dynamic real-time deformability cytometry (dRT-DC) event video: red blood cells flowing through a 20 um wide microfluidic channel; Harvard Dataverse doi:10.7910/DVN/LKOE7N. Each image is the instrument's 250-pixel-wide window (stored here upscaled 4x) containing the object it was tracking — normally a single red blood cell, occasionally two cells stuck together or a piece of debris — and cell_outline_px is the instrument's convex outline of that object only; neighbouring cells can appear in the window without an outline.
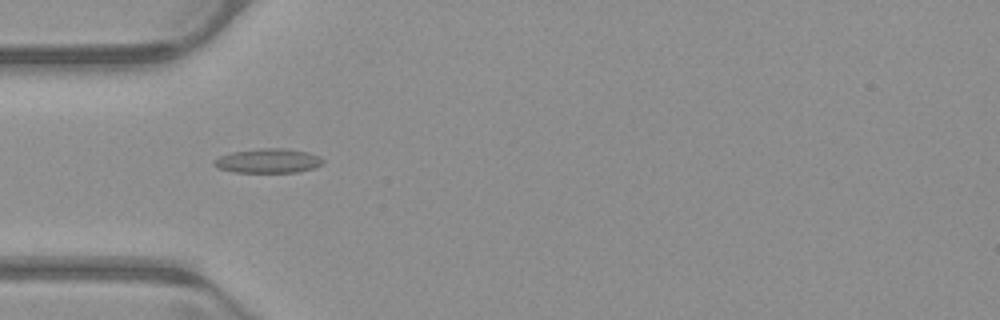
{"species": "common noctule bat (a hibernating species)", "species_latin": "Nyctalus noctula", "temperature_condition": "warm", "stored_images_in_passage": 51, "camera_frame_rate_fps": 3000, "um_per_image_px": 0.085, "animal": {"sex": "male", "body_mass_g": 23.1, "forearm_length_mm": 52.7}, "frame": {"image": 1, "passage_image": 15, "time_ms": 4.667, "image_size_px": [1000, 320], "cell_outline_px": [[324, 164], [316, 168], [296, 172], [232, 172], [220, 168], [212, 164], [212, 160], [220, 156], [232, 152], [264, 148], [288, 148], [308, 152], [320, 156], [324, 160]], "centroid_in_image_um": [22.84, 13.67], "position_along_channel_um": 62.2, "area_um2": 15.61}}
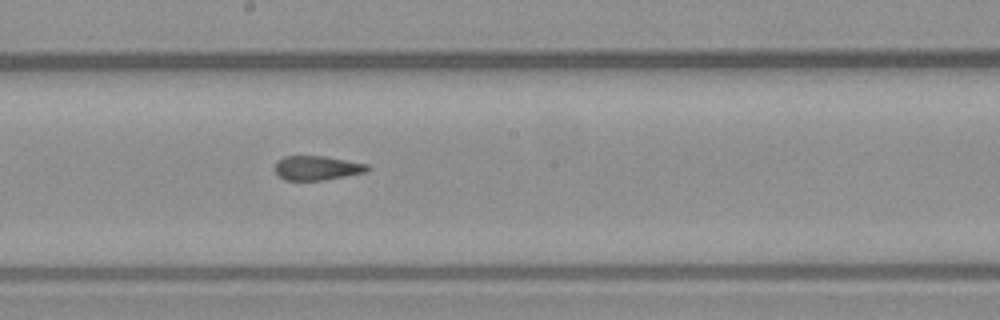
{"frame": {"image": 2, "passage_image": 27, "time_ms": 8.667, "image_size_px": [1000, 320], "cell_outline_px": [[372, 168], [364, 172], [324, 180], [284, 180], [272, 168], [276, 160], [284, 156], [324, 156], [368, 164]], "centroid_in_image_um": [26.9, 14.27], "position_along_channel_um": 221.3, "area_um2": 13.18}}
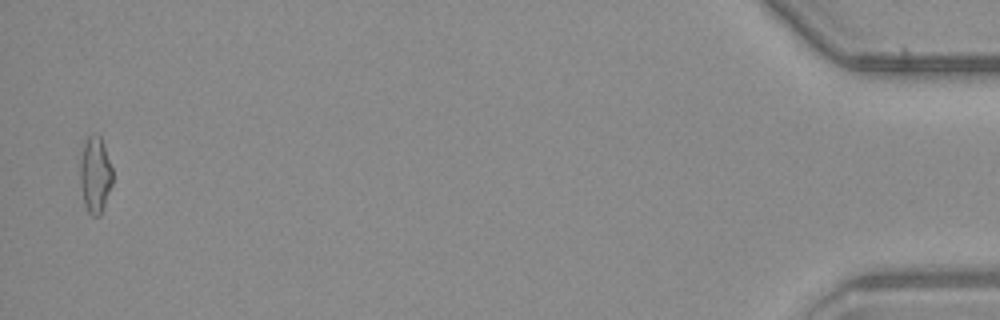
{"frame": {"image": 3, "passage_image": 50, "time_ms": 16.333, "image_size_px": [1000, 320], "cell_outline_px": [[112, 184], [100, 216], [92, 216], [88, 212], [84, 204], [80, 184], [80, 156], [84, 144], [88, 136], [92, 132], [100, 136], [104, 144], [112, 168]], "centroid_in_image_um": [8.08, 14.84], "position_along_channel_um": 427.1, "area_um2": 14.57}, "authors_computed_cell_mechanics": {"area_um2": 14.45, "velocity_mm_per_s": 3.9737, "shape_relaxation_time_tau1_ms": null, "shape_relaxation_time_tau2_ms": 2.9987, "deformation_change_tau1": null, "deformation_change_tau2": 0.1007}}